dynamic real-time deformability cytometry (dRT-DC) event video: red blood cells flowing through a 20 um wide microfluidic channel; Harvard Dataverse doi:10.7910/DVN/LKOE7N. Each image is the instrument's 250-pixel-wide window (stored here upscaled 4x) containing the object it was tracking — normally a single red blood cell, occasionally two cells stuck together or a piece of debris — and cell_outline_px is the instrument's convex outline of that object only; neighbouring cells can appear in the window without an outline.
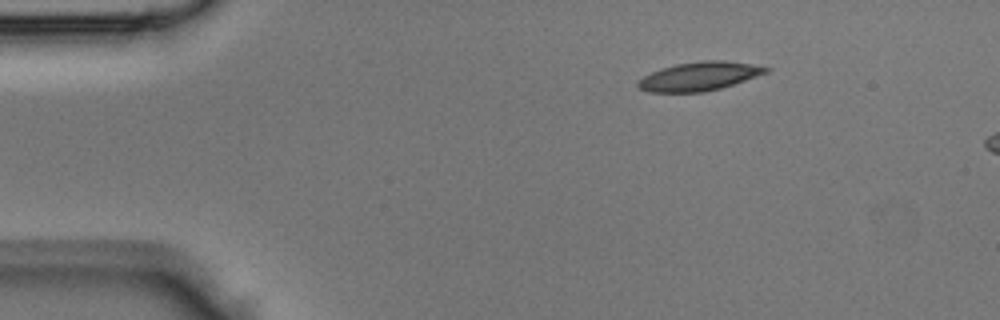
{"species": "Egyptian fruit bat (a non-hibernating species)", "species_latin": "Rousettus aegyptiacus", "temperature_condition": "room temperature", "stored_images_in_passage": 6, "camera_frame_rate_fps": 3000, "um_per_image_px": 0.085, "animal": {"sex": "male"}, "frame": {"image": 1, "passage_image": 1, "time_ms": 0.0, "image_size_px": [1000, 320], "cell_outline_px": [[772, 68], [768, 72], [720, 88], [704, 92], [648, 92], [640, 88], [636, 84], [644, 76], [660, 68], [676, 64], [700, 60], [724, 60], [752, 64]], "centroid_in_image_um": [59.44, 6.47], "position_along_channel_um": 25.6, "area_um2": 21.27}}